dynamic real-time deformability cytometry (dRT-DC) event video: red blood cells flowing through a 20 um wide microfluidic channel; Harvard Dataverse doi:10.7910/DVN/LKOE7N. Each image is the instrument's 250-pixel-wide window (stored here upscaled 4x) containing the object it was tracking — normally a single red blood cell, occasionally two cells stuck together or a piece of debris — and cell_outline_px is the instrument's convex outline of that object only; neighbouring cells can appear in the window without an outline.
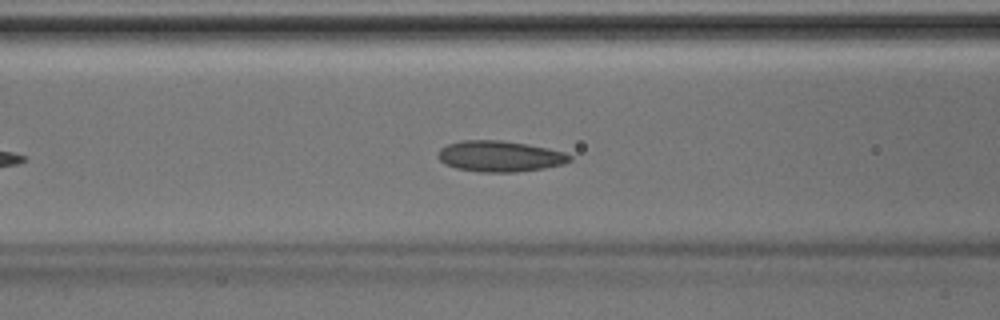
{"species": "Egyptian fruit bat (a non-hibernating species)", "species_latin": "Rousettus aegyptiacus", "temperature_condition": "room temperature", "stored_images_in_passage": 31, "camera_frame_rate_fps": 3000, "um_per_image_px": 0.085, "animal": {"sex": "male"}, "frame": {"image": 1, "passage_image": 10, "time_ms": 3.0, "image_size_px": [1000, 320], "cell_outline_px": [[572, 160], [564, 164], [544, 168], [516, 172], [480, 172], [456, 168], [444, 164], [436, 156], [436, 152], [440, 148], [448, 144], [464, 140], [500, 140], [548, 148], [564, 152], [572, 156]], "centroid_in_image_um": [42.46, 13.29], "position_along_channel_um": 124.1, "area_um2": 23.81}}
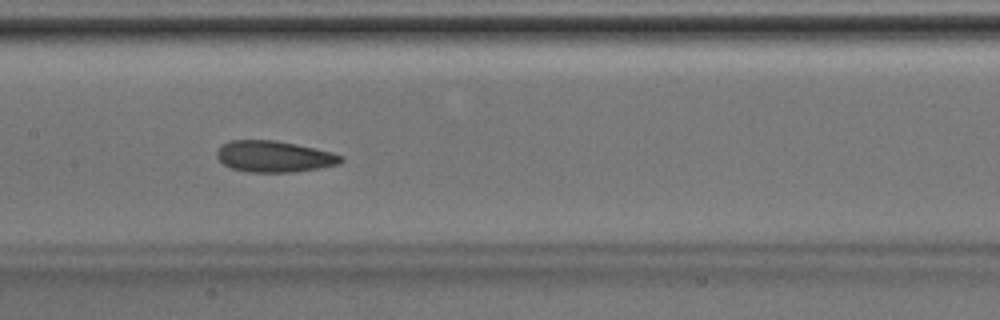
{"frame": {"image": 2, "passage_image": 14, "time_ms": 4.333, "image_size_px": [1000, 320], "cell_outline_px": [[344, 160], [340, 164], [296, 172], [248, 172], [232, 168], [224, 164], [216, 156], [216, 152], [224, 144], [232, 140], [276, 140], [296, 144], [332, 152], [344, 156]], "centroid_in_image_um": [23.34, 13.3], "position_along_channel_um": 184.1, "area_um2": 22.6}}